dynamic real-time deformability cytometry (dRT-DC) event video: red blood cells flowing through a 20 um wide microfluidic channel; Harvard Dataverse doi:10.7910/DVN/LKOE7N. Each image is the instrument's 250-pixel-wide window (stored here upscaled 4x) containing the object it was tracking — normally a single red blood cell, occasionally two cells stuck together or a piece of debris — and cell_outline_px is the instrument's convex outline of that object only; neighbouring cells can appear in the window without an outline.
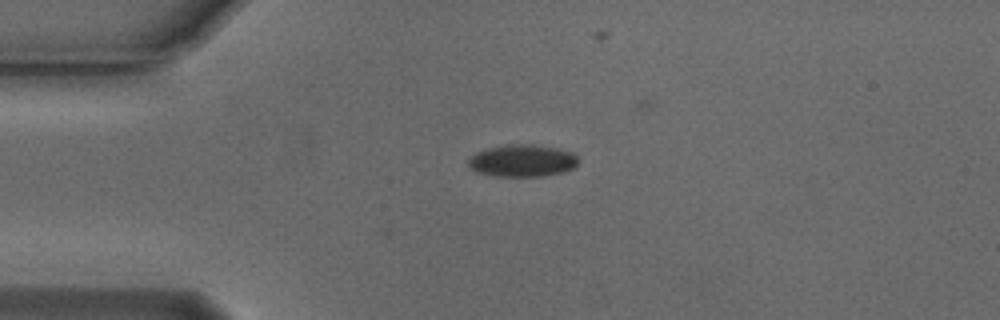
{"species": "Egyptian fruit bat (a non-hibernating species)", "species_latin": "Rousettus aegyptiacus", "temperature_condition": "cold", "stored_images_in_passage": 3, "camera_frame_rate_fps": 3000, "um_per_image_px": 0.085, "animal": {"sex": "male"}, "frame": {"image": 1, "passage_image": 3, "time_ms": 0.667, "image_size_px": [1000, 320], "cell_outline_px": [[580, 160], [572, 168], [564, 172], [540, 176], [496, 176], [480, 172], [468, 168], [468, 160], [476, 152], [488, 148], [508, 144], [532, 144], [556, 148], [572, 152]], "centroid_in_image_um": [44.4, 13.65], "position_along_channel_um": 40.6, "area_um2": 20.52}}